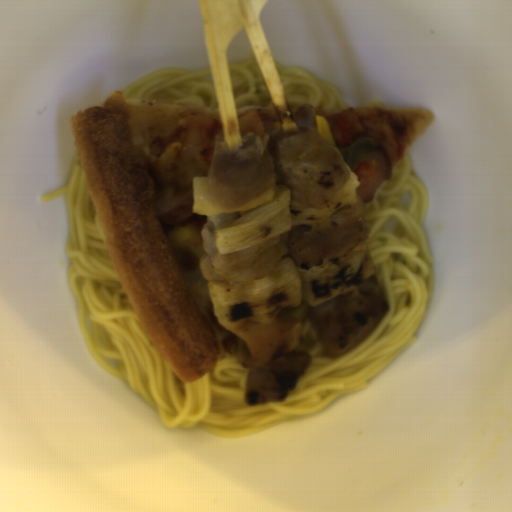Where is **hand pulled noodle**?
<instances>
[{
  "instance_id": "obj_1",
  "label": "hand pulled noodle",
  "mask_w": 512,
  "mask_h": 512,
  "mask_svg": "<svg viewBox=\"0 0 512 512\" xmlns=\"http://www.w3.org/2000/svg\"><path fill=\"white\" fill-rule=\"evenodd\" d=\"M63 196L65 270L82 336L95 361L176 430L200 427L221 439H237L308 417L339 395L369 387L414 344L431 301L435 277L423 227L429 198L406 152L362 212L371 225L364 243L388 305L386 315L350 351L329 357L307 316V303L283 310L301 326L294 350L306 351L312 362L282 402L247 404L249 371L238 352L184 382L154 345L114 268L77 154L65 185L40 199L46 204Z\"/></svg>"
},
{
  "instance_id": "obj_2",
  "label": "hand pulled noodle",
  "mask_w": 512,
  "mask_h": 512,
  "mask_svg": "<svg viewBox=\"0 0 512 512\" xmlns=\"http://www.w3.org/2000/svg\"><path fill=\"white\" fill-rule=\"evenodd\" d=\"M128 100L201 107L219 112L210 66L190 71L171 65L148 73L122 91Z\"/></svg>"
},
{
  "instance_id": "obj_3",
  "label": "hand pulled noodle",
  "mask_w": 512,
  "mask_h": 512,
  "mask_svg": "<svg viewBox=\"0 0 512 512\" xmlns=\"http://www.w3.org/2000/svg\"><path fill=\"white\" fill-rule=\"evenodd\" d=\"M291 114L297 113L304 104L327 110L352 108L344 96L324 79L297 67L273 61Z\"/></svg>"
},
{
  "instance_id": "obj_4",
  "label": "hand pulled noodle",
  "mask_w": 512,
  "mask_h": 512,
  "mask_svg": "<svg viewBox=\"0 0 512 512\" xmlns=\"http://www.w3.org/2000/svg\"><path fill=\"white\" fill-rule=\"evenodd\" d=\"M238 117L246 110L273 107L257 58L226 63Z\"/></svg>"
}]
</instances>
